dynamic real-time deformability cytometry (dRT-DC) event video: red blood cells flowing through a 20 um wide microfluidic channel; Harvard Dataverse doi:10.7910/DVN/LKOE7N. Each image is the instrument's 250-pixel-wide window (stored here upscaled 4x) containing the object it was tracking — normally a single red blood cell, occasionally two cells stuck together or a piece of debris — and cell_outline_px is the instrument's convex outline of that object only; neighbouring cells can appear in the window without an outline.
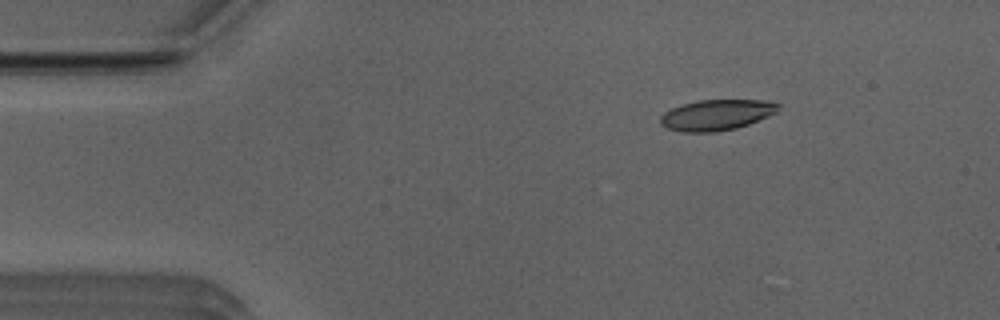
{"species": "Egyptian fruit bat (a non-hibernating species)", "species_latin": "Rousettus aegyptiacus", "temperature_condition": "room temperature", "stored_images_in_passage": 12, "camera_frame_rate_fps": 3000, "um_per_image_px": 0.085, "animal": {"sex": "male"}, "frame": {"image": 1, "passage_image": 1, "time_ms": 0.0, "image_size_px": [1000, 320], "cell_outline_px": [[780, 104], [776, 112], [768, 116], [748, 124], [736, 128], [716, 132], [680, 132], [668, 128], [660, 124], [660, 116], [664, 112], [680, 104], [700, 100], [768, 100]], "centroid_in_image_um": [60.88, 9.76], "position_along_channel_um": 24.1, "area_um2": 21.15}}
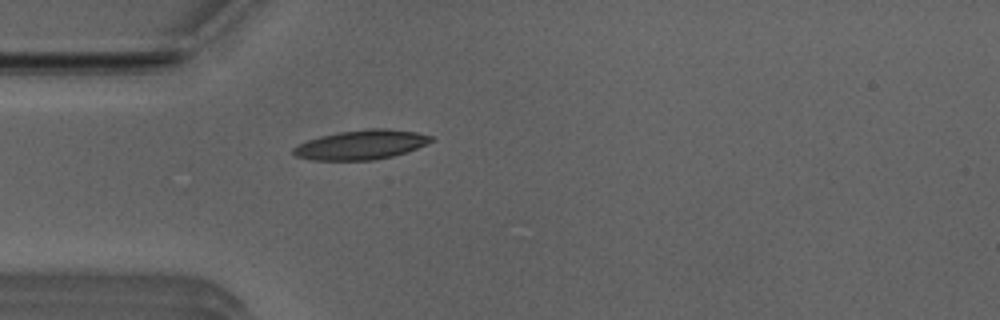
{"frame": {"image": 2, "passage_image": 8, "time_ms": 2.333, "image_size_px": [1000, 320], "cell_outline_px": [[436, 140], [416, 148], [392, 156], [372, 160], [312, 160], [296, 156], [292, 152], [292, 148], [308, 140], [320, 136], [340, 132], [364, 128], [388, 128], [416, 132], [432, 136]], "centroid_in_image_um": [30.71, 12.29], "position_along_channel_um": 54.3, "area_um2": 23.58}}